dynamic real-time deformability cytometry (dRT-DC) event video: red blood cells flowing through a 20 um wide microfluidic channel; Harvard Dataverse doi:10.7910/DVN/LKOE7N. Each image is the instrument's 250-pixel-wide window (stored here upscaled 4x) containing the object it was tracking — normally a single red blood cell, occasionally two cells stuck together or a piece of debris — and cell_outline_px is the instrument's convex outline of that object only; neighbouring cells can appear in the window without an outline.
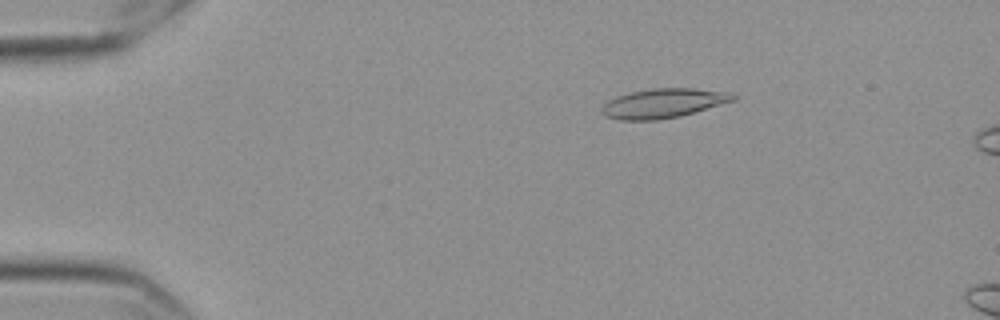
{"species": "Egyptian fruit bat (a non-hibernating species)", "species_latin": "Rousettus aegyptiacus", "temperature_condition": "cold", "stored_images_in_passage": 16, "camera_frame_rate_fps": 3000, "um_per_image_px": 0.085, "frame": {"image": 1, "passage_image": 10, "time_ms": 3.0, "image_size_px": [1000, 320], "cell_outline_px": [[736, 100], [680, 116], [656, 120], [620, 120], [604, 116], [600, 112], [600, 108], [608, 100], [616, 96], [628, 92], [652, 88], [692, 88], [728, 92], [736, 96]], "centroid_in_image_um": [56.33, 8.77], "position_along_channel_um": 28.7, "area_um2": 22.6}}